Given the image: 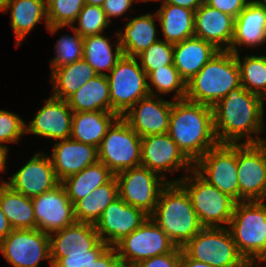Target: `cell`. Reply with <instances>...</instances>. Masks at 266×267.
Segmentation results:
<instances>
[{
	"label": "cell",
	"mask_w": 266,
	"mask_h": 267,
	"mask_svg": "<svg viewBox=\"0 0 266 267\" xmlns=\"http://www.w3.org/2000/svg\"><path fill=\"white\" fill-rule=\"evenodd\" d=\"M265 100L239 86L213 107L214 131L219 144L262 143ZM255 134V137L253 136ZM257 135V136H256ZM246 139L245 141H241Z\"/></svg>",
	"instance_id": "1"
},
{
	"label": "cell",
	"mask_w": 266,
	"mask_h": 267,
	"mask_svg": "<svg viewBox=\"0 0 266 267\" xmlns=\"http://www.w3.org/2000/svg\"><path fill=\"white\" fill-rule=\"evenodd\" d=\"M167 133L193 164L219 144L213 108L186 99L173 100Z\"/></svg>",
	"instance_id": "2"
},
{
	"label": "cell",
	"mask_w": 266,
	"mask_h": 267,
	"mask_svg": "<svg viewBox=\"0 0 266 267\" xmlns=\"http://www.w3.org/2000/svg\"><path fill=\"white\" fill-rule=\"evenodd\" d=\"M149 217L179 248L203 228L189 194L179 183H168L162 189L156 208Z\"/></svg>",
	"instance_id": "3"
},
{
	"label": "cell",
	"mask_w": 266,
	"mask_h": 267,
	"mask_svg": "<svg viewBox=\"0 0 266 267\" xmlns=\"http://www.w3.org/2000/svg\"><path fill=\"white\" fill-rule=\"evenodd\" d=\"M241 86L235 54L219 50L204 67L186 82V100L214 107L227 94Z\"/></svg>",
	"instance_id": "4"
},
{
	"label": "cell",
	"mask_w": 266,
	"mask_h": 267,
	"mask_svg": "<svg viewBox=\"0 0 266 267\" xmlns=\"http://www.w3.org/2000/svg\"><path fill=\"white\" fill-rule=\"evenodd\" d=\"M228 227L247 262H266V208L261 201L236 202Z\"/></svg>",
	"instance_id": "5"
},
{
	"label": "cell",
	"mask_w": 266,
	"mask_h": 267,
	"mask_svg": "<svg viewBox=\"0 0 266 267\" xmlns=\"http://www.w3.org/2000/svg\"><path fill=\"white\" fill-rule=\"evenodd\" d=\"M169 183H179L189 194L203 227H225L232 218L236 201L204 180L194 169Z\"/></svg>",
	"instance_id": "6"
},
{
	"label": "cell",
	"mask_w": 266,
	"mask_h": 267,
	"mask_svg": "<svg viewBox=\"0 0 266 267\" xmlns=\"http://www.w3.org/2000/svg\"><path fill=\"white\" fill-rule=\"evenodd\" d=\"M182 250L192 259L212 267H246L230 230L225 227H203Z\"/></svg>",
	"instance_id": "7"
},
{
	"label": "cell",
	"mask_w": 266,
	"mask_h": 267,
	"mask_svg": "<svg viewBox=\"0 0 266 267\" xmlns=\"http://www.w3.org/2000/svg\"><path fill=\"white\" fill-rule=\"evenodd\" d=\"M136 57L122 56L107 74L111 112L123 116L141 98L149 95L146 72Z\"/></svg>",
	"instance_id": "8"
},
{
	"label": "cell",
	"mask_w": 266,
	"mask_h": 267,
	"mask_svg": "<svg viewBox=\"0 0 266 267\" xmlns=\"http://www.w3.org/2000/svg\"><path fill=\"white\" fill-rule=\"evenodd\" d=\"M97 151L98 161L114 175L141 165V137L121 117L107 130Z\"/></svg>",
	"instance_id": "9"
},
{
	"label": "cell",
	"mask_w": 266,
	"mask_h": 267,
	"mask_svg": "<svg viewBox=\"0 0 266 267\" xmlns=\"http://www.w3.org/2000/svg\"><path fill=\"white\" fill-rule=\"evenodd\" d=\"M113 247L120 262L133 267L143 260L172 252L176 245L148 216L136 230L123 237Z\"/></svg>",
	"instance_id": "10"
},
{
	"label": "cell",
	"mask_w": 266,
	"mask_h": 267,
	"mask_svg": "<svg viewBox=\"0 0 266 267\" xmlns=\"http://www.w3.org/2000/svg\"><path fill=\"white\" fill-rule=\"evenodd\" d=\"M193 169L209 184L239 202L237 144H218L194 164Z\"/></svg>",
	"instance_id": "11"
},
{
	"label": "cell",
	"mask_w": 266,
	"mask_h": 267,
	"mask_svg": "<svg viewBox=\"0 0 266 267\" xmlns=\"http://www.w3.org/2000/svg\"><path fill=\"white\" fill-rule=\"evenodd\" d=\"M119 197L148 216L156 208L162 189L169 183L142 165L123 170L115 175Z\"/></svg>",
	"instance_id": "12"
},
{
	"label": "cell",
	"mask_w": 266,
	"mask_h": 267,
	"mask_svg": "<svg viewBox=\"0 0 266 267\" xmlns=\"http://www.w3.org/2000/svg\"><path fill=\"white\" fill-rule=\"evenodd\" d=\"M239 201H261L266 195V144H237Z\"/></svg>",
	"instance_id": "13"
},
{
	"label": "cell",
	"mask_w": 266,
	"mask_h": 267,
	"mask_svg": "<svg viewBox=\"0 0 266 267\" xmlns=\"http://www.w3.org/2000/svg\"><path fill=\"white\" fill-rule=\"evenodd\" d=\"M0 252L13 267H39L50 260V237L38 229H13L0 241Z\"/></svg>",
	"instance_id": "14"
},
{
	"label": "cell",
	"mask_w": 266,
	"mask_h": 267,
	"mask_svg": "<svg viewBox=\"0 0 266 267\" xmlns=\"http://www.w3.org/2000/svg\"><path fill=\"white\" fill-rule=\"evenodd\" d=\"M141 165L160 175L184 169L187 174L193 163L183 154L168 133L141 138Z\"/></svg>",
	"instance_id": "15"
},
{
	"label": "cell",
	"mask_w": 266,
	"mask_h": 267,
	"mask_svg": "<svg viewBox=\"0 0 266 267\" xmlns=\"http://www.w3.org/2000/svg\"><path fill=\"white\" fill-rule=\"evenodd\" d=\"M37 229L50 235L76 222L73 203L60 183L32 198Z\"/></svg>",
	"instance_id": "16"
},
{
	"label": "cell",
	"mask_w": 266,
	"mask_h": 267,
	"mask_svg": "<svg viewBox=\"0 0 266 267\" xmlns=\"http://www.w3.org/2000/svg\"><path fill=\"white\" fill-rule=\"evenodd\" d=\"M2 183L16 192L34 198L52 190L61 182L55 174L50 156L37 152L10 177L9 181L2 180Z\"/></svg>",
	"instance_id": "17"
},
{
	"label": "cell",
	"mask_w": 266,
	"mask_h": 267,
	"mask_svg": "<svg viewBox=\"0 0 266 267\" xmlns=\"http://www.w3.org/2000/svg\"><path fill=\"white\" fill-rule=\"evenodd\" d=\"M173 101L149 94L141 98L121 118L141 138L167 133Z\"/></svg>",
	"instance_id": "18"
},
{
	"label": "cell",
	"mask_w": 266,
	"mask_h": 267,
	"mask_svg": "<svg viewBox=\"0 0 266 267\" xmlns=\"http://www.w3.org/2000/svg\"><path fill=\"white\" fill-rule=\"evenodd\" d=\"M148 215L117 197L102 212L94 224L101 241L113 247L123 237L136 230Z\"/></svg>",
	"instance_id": "19"
},
{
	"label": "cell",
	"mask_w": 266,
	"mask_h": 267,
	"mask_svg": "<svg viewBox=\"0 0 266 267\" xmlns=\"http://www.w3.org/2000/svg\"><path fill=\"white\" fill-rule=\"evenodd\" d=\"M72 118L73 110L67 100L51 95L29 125L26 123V133L57 141L69 139L72 133Z\"/></svg>",
	"instance_id": "20"
},
{
	"label": "cell",
	"mask_w": 266,
	"mask_h": 267,
	"mask_svg": "<svg viewBox=\"0 0 266 267\" xmlns=\"http://www.w3.org/2000/svg\"><path fill=\"white\" fill-rule=\"evenodd\" d=\"M49 237L52 266L67 255L89 254L101 242L94 224L84 222H75Z\"/></svg>",
	"instance_id": "21"
},
{
	"label": "cell",
	"mask_w": 266,
	"mask_h": 267,
	"mask_svg": "<svg viewBox=\"0 0 266 267\" xmlns=\"http://www.w3.org/2000/svg\"><path fill=\"white\" fill-rule=\"evenodd\" d=\"M234 17L210 7L205 2L194 12V36L229 50L234 34Z\"/></svg>",
	"instance_id": "22"
},
{
	"label": "cell",
	"mask_w": 266,
	"mask_h": 267,
	"mask_svg": "<svg viewBox=\"0 0 266 267\" xmlns=\"http://www.w3.org/2000/svg\"><path fill=\"white\" fill-rule=\"evenodd\" d=\"M266 43V9L260 0H250L234 19V34L230 49L238 54V46L256 47Z\"/></svg>",
	"instance_id": "23"
},
{
	"label": "cell",
	"mask_w": 266,
	"mask_h": 267,
	"mask_svg": "<svg viewBox=\"0 0 266 267\" xmlns=\"http://www.w3.org/2000/svg\"><path fill=\"white\" fill-rule=\"evenodd\" d=\"M52 150L50 158L60 182L98 161L97 147L71 138L54 143Z\"/></svg>",
	"instance_id": "24"
},
{
	"label": "cell",
	"mask_w": 266,
	"mask_h": 267,
	"mask_svg": "<svg viewBox=\"0 0 266 267\" xmlns=\"http://www.w3.org/2000/svg\"><path fill=\"white\" fill-rule=\"evenodd\" d=\"M218 51L213 44L194 36L174 44L173 65L188 82Z\"/></svg>",
	"instance_id": "25"
},
{
	"label": "cell",
	"mask_w": 266,
	"mask_h": 267,
	"mask_svg": "<svg viewBox=\"0 0 266 267\" xmlns=\"http://www.w3.org/2000/svg\"><path fill=\"white\" fill-rule=\"evenodd\" d=\"M156 18V13L136 16L127 21L122 33H116L124 56L136 57L159 40L156 38Z\"/></svg>",
	"instance_id": "26"
},
{
	"label": "cell",
	"mask_w": 266,
	"mask_h": 267,
	"mask_svg": "<svg viewBox=\"0 0 266 267\" xmlns=\"http://www.w3.org/2000/svg\"><path fill=\"white\" fill-rule=\"evenodd\" d=\"M118 118L113 112H73L70 138L98 148L107 130Z\"/></svg>",
	"instance_id": "27"
},
{
	"label": "cell",
	"mask_w": 266,
	"mask_h": 267,
	"mask_svg": "<svg viewBox=\"0 0 266 267\" xmlns=\"http://www.w3.org/2000/svg\"><path fill=\"white\" fill-rule=\"evenodd\" d=\"M11 16V28L16 39V47L41 20L49 27L46 14V0H10L6 6ZM44 18V19H43Z\"/></svg>",
	"instance_id": "28"
},
{
	"label": "cell",
	"mask_w": 266,
	"mask_h": 267,
	"mask_svg": "<svg viewBox=\"0 0 266 267\" xmlns=\"http://www.w3.org/2000/svg\"><path fill=\"white\" fill-rule=\"evenodd\" d=\"M194 12L170 3H162L155 13L164 40L175 44L194 37Z\"/></svg>",
	"instance_id": "29"
},
{
	"label": "cell",
	"mask_w": 266,
	"mask_h": 267,
	"mask_svg": "<svg viewBox=\"0 0 266 267\" xmlns=\"http://www.w3.org/2000/svg\"><path fill=\"white\" fill-rule=\"evenodd\" d=\"M97 75L94 68L85 59L51 69L52 96L67 100Z\"/></svg>",
	"instance_id": "30"
},
{
	"label": "cell",
	"mask_w": 266,
	"mask_h": 267,
	"mask_svg": "<svg viewBox=\"0 0 266 267\" xmlns=\"http://www.w3.org/2000/svg\"><path fill=\"white\" fill-rule=\"evenodd\" d=\"M73 112H111L110 88L106 75H97L67 99Z\"/></svg>",
	"instance_id": "31"
},
{
	"label": "cell",
	"mask_w": 266,
	"mask_h": 267,
	"mask_svg": "<svg viewBox=\"0 0 266 267\" xmlns=\"http://www.w3.org/2000/svg\"><path fill=\"white\" fill-rule=\"evenodd\" d=\"M115 175L100 161L89 165L79 173L73 174L61 184L73 205L90 194L97 187L108 183Z\"/></svg>",
	"instance_id": "32"
},
{
	"label": "cell",
	"mask_w": 266,
	"mask_h": 267,
	"mask_svg": "<svg viewBox=\"0 0 266 267\" xmlns=\"http://www.w3.org/2000/svg\"><path fill=\"white\" fill-rule=\"evenodd\" d=\"M0 206L13 229H37L32 198L0 185Z\"/></svg>",
	"instance_id": "33"
},
{
	"label": "cell",
	"mask_w": 266,
	"mask_h": 267,
	"mask_svg": "<svg viewBox=\"0 0 266 267\" xmlns=\"http://www.w3.org/2000/svg\"><path fill=\"white\" fill-rule=\"evenodd\" d=\"M110 39L98 34L85 37L83 40V59L94 68L98 75H107L103 70L110 72L124 55L119 39L116 40L114 51L112 43L109 42Z\"/></svg>",
	"instance_id": "34"
},
{
	"label": "cell",
	"mask_w": 266,
	"mask_h": 267,
	"mask_svg": "<svg viewBox=\"0 0 266 267\" xmlns=\"http://www.w3.org/2000/svg\"><path fill=\"white\" fill-rule=\"evenodd\" d=\"M117 197L118 182L114 176L108 183L97 187L73 205L76 222L95 224L105 208Z\"/></svg>",
	"instance_id": "35"
},
{
	"label": "cell",
	"mask_w": 266,
	"mask_h": 267,
	"mask_svg": "<svg viewBox=\"0 0 266 267\" xmlns=\"http://www.w3.org/2000/svg\"><path fill=\"white\" fill-rule=\"evenodd\" d=\"M235 54L240 70L241 86L254 94L266 99V56L247 55L244 60Z\"/></svg>",
	"instance_id": "36"
},
{
	"label": "cell",
	"mask_w": 266,
	"mask_h": 267,
	"mask_svg": "<svg viewBox=\"0 0 266 267\" xmlns=\"http://www.w3.org/2000/svg\"><path fill=\"white\" fill-rule=\"evenodd\" d=\"M147 85L151 95L159 96L158 93L164 95L174 91V101L186 98V81L174 65L163 66V68L151 71L147 75Z\"/></svg>",
	"instance_id": "37"
},
{
	"label": "cell",
	"mask_w": 266,
	"mask_h": 267,
	"mask_svg": "<svg viewBox=\"0 0 266 267\" xmlns=\"http://www.w3.org/2000/svg\"><path fill=\"white\" fill-rule=\"evenodd\" d=\"M85 0H46V14L49 27L47 30L55 34L65 26L75 24Z\"/></svg>",
	"instance_id": "38"
},
{
	"label": "cell",
	"mask_w": 266,
	"mask_h": 267,
	"mask_svg": "<svg viewBox=\"0 0 266 267\" xmlns=\"http://www.w3.org/2000/svg\"><path fill=\"white\" fill-rule=\"evenodd\" d=\"M174 44L159 39L136 56L148 75L151 71L173 65Z\"/></svg>",
	"instance_id": "39"
},
{
	"label": "cell",
	"mask_w": 266,
	"mask_h": 267,
	"mask_svg": "<svg viewBox=\"0 0 266 267\" xmlns=\"http://www.w3.org/2000/svg\"><path fill=\"white\" fill-rule=\"evenodd\" d=\"M75 23L78 26L72 25L71 28L76 30L83 38L102 34L105 28L110 25L102 7L89 4L82 7Z\"/></svg>",
	"instance_id": "40"
},
{
	"label": "cell",
	"mask_w": 266,
	"mask_h": 267,
	"mask_svg": "<svg viewBox=\"0 0 266 267\" xmlns=\"http://www.w3.org/2000/svg\"><path fill=\"white\" fill-rule=\"evenodd\" d=\"M74 35L61 36L55 44V58L51 59L50 67L55 69L83 59L84 38L74 30Z\"/></svg>",
	"instance_id": "41"
},
{
	"label": "cell",
	"mask_w": 266,
	"mask_h": 267,
	"mask_svg": "<svg viewBox=\"0 0 266 267\" xmlns=\"http://www.w3.org/2000/svg\"><path fill=\"white\" fill-rule=\"evenodd\" d=\"M26 134V122L19 115L7 110H0V146L9 149L3 143H18Z\"/></svg>",
	"instance_id": "42"
},
{
	"label": "cell",
	"mask_w": 266,
	"mask_h": 267,
	"mask_svg": "<svg viewBox=\"0 0 266 267\" xmlns=\"http://www.w3.org/2000/svg\"><path fill=\"white\" fill-rule=\"evenodd\" d=\"M109 246L101 241L89 254L67 255L61 257L52 267H85L94 262Z\"/></svg>",
	"instance_id": "43"
},
{
	"label": "cell",
	"mask_w": 266,
	"mask_h": 267,
	"mask_svg": "<svg viewBox=\"0 0 266 267\" xmlns=\"http://www.w3.org/2000/svg\"><path fill=\"white\" fill-rule=\"evenodd\" d=\"M181 258V248L176 247L172 252L157 255L143 260L133 267H175Z\"/></svg>",
	"instance_id": "44"
},
{
	"label": "cell",
	"mask_w": 266,
	"mask_h": 267,
	"mask_svg": "<svg viewBox=\"0 0 266 267\" xmlns=\"http://www.w3.org/2000/svg\"><path fill=\"white\" fill-rule=\"evenodd\" d=\"M250 0H204L210 7L236 18Z\"/></svg>",
	"instance_id": "45"
},
{
	"label": "cell",
	"mask_w": 266,
	"mask_h": 267,
	"mask_svg": "<svg viewBox=\"0 0 266 267\" xmlns=\"http://www.w3.org/2000/svg\"><path fill=\"white\" fill-rule=\"evenodd\" d=\"M137 0H105L101 6L109 22L112 17H120L126 13Z\"/></svg>",
	"instance_id": "46"
},
{
	"label": "cell",
	"mask_w": 266,
	"mask_h": 267,
	"mask_svg": "<svg viewBox=\"0 0 266 267\" xmlns=\"http://www.w3.org/2000/svg\"><path fill=\"white\" fill-rule=\"evenodd\" d=\"M120 263L116 249L109 246L94 262L85 267H117Z\"/></svg>",
	"instance_id": "47"
},
{
	"label": "cell",
	"mask_w": 266,
	"mask_h": 267,
	"mask_svg": "<svg viewBox=\"0 0 266 267\" xmlns=\"http://www.w3.org/2000/svg\"><path fill=\"white\" fill-rule=\"evenodd\" d=\"M204 2V0H162L161 3H170L183 8L196 11Z\"/></svg>",
	"instance_id": "48"
},
{
	"label": "cell",
	"mask_w": 266,
	"mask_h": 267,
	"mask_svg": "<svg viewBox=\"0 0 266 267\" xmlns=\"http://www.w3.org/2000/svg\"><path fill=\"white\" fill-rule=\"evenodd\" d=\"M180 262L184 265V267H212L207 263H203L197 260L190 258L181 248V258Z\"/></svg>",
	"instance_id": "49"
},
{
	"label": "cell",
	"mask_w": 266,
	"mask_h": 267,
	"mask_svg": "<svg viewBox=\"0 0 266 267\" xmlns=\"http://www.w3.org/2000/svg\"><path fill=\"white\" fill-rule=\"evenodd\" d=\"M12 230L13 228L0 206V241L3 240Z\"/></svg>",
	"instance_id": "50"
},
{
	"label": "cell",
	"mask_w": 266,
	"mask_h": 267,
	"mask_svg": "<svg viewBox=\"0 0 266 267\" xmlns=\"http://www.w3.org/2000/svg\"><path fill=\"white\" fill-rule=\"evenodd\" d=\"M105 0H85V4L102 6Z\"/></svg>",
	"instance_id": "51"
},
{
	"label": "cell",
	"mask_w": 266,
	"mask_h": 267,
	"mask_svg": "<svg viewBox=\"0 0 266 267\" xmlns=\"http://www.w3.org/2000/svg\"><path fill=\"white\" fill-rule=\"evenodd\" d=\"M10 0H0V12L4 13L5 12V9H6V6L8 5V2Z\"/></svg>",
	"instance_id": "52"
},
{
	"label": "cell",
	"mask_w": 266,
	"mask_h": 267,
	"mask_svg": "<svg viewBox=\"0 0 266 267\" xmlns=\"http://www.w3.org/2000/svg\"><path fill=\"white\" fill-rule=\"evenodd\" d=\"M260 263H261V261H249V262H247L246 267H254L256 264L260 265Z\"/></svg>",
	"instance_id": "53"
},
{
	"label": "cell",
	"mask_w": 266,
	"mask_h": 267,
	"mask_svg": "<svg viewBox=\"0 0 266 267\" xmlns=\"http://www.w3.org/2000/svg\"><path fill=\"white\" fill-rule=\"evenodd\" d=\"M266 200V195L264 196V198H262L261 202L263 203V206L266 208V203L264 202Z\"/></svg>",
	"instance_id": "54"
},
{
	"label": "cell",
	"mask_w": 266,
	"mask_h": 267,
	"mask_svg": "<svg viewBox=\"0 0 266 267\" xmlns=\"http://www.w3.org/2000/svg\"><path fill=\"white\" fill-rule=\"evenodd\" d=\"M117 267H129V266H127V265L124 264V263H120Z\"/></svg>",
	"instance_id": "55"
},
{
	"label": "cell",
	"mask_w": 266,
	"mask_h": 267,
	"mask_svg": "<svg viewBox=\"0 0 266 267\" xmlns=\"http://www.w3.org/2000/svg\"><path fill=\"white\" fill-rule=\"evenodd\" d=\"M137 1H143V2H148V1H162V0H137Z\"/></svg>",
	"instance_id": "56"
},
{
	"label": "cell",
	"mask_w": 266,
	"mask_h": 267,
	"mask_svg": "<svg viewBox=\"0 0 266 267\" xmlns=\"http://www.w3.org/2000/svg\"><path fill=\"white\" fill-rule=\"evenodd\" d=\"M261 3L264 5L265 9H266V0H260Z\"/></svg>",
	"instance_id": "57"
},
{
	"label": "cell",
	"mask_w": 266,
	"mask_h": 267,
	"mask_svg": "<svg viewBox=\"0 0 266 267\" xmlns=\"http://www.w3.org/2000/svg\"><path fill=\"white\" fill-rule=\"evenodd\" d=\"M175 267H184V265L181 262H179Z\"/></svg>",
	"instance_id": "58"
}]
</instances>
